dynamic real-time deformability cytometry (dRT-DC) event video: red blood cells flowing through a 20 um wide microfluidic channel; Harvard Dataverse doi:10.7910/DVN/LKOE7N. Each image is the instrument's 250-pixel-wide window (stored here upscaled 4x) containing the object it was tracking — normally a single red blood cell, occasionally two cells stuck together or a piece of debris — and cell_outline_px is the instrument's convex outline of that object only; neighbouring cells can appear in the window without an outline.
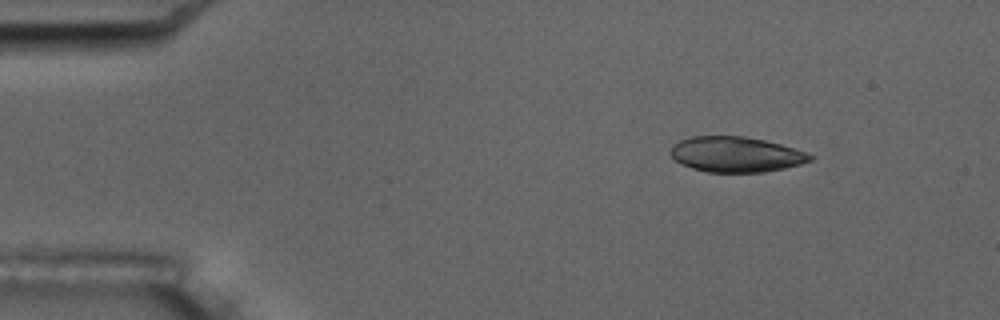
{"species": "common noctule bat (a hibernating species)", "species_latin": "Nyctalus noctula", "temperature_condition": "room temperature", "stored_images_in_passage": 5, "camera_frame_rate_fps": 3000, "um_per_image_px": 0.085, "animal": {"sex": "male", "body_mass_g": 17.5, "forearm_length_mm": 52.3}, "frame": {"image": 1, "passage_image": 2, "time_ms": 1.333, "image_size_px": [1000, 320], "cell_outline_px": [[816, 156], [812, 160], [800, 164], [784, 168], [764, 172], [708, 172], [692, 168], [680, 164], [668, 152], [680, 140], [692, 136], [744, 136], [764, 140], [780, 144], [808, 152]], "centroid_in_image_um": [62.58, 13.12], "position_along_channel_um": 22.4, "area_um2": 28.78}}